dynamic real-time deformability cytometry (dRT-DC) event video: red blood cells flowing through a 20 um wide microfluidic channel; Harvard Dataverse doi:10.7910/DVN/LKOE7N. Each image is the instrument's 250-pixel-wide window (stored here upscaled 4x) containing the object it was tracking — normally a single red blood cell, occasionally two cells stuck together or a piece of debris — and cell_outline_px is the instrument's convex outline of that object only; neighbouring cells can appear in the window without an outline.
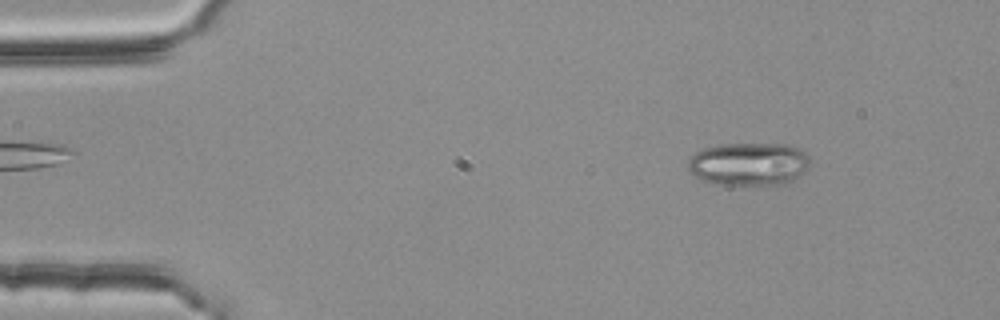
{"species": "common noctule bat (a hibernating species)", "species_latin": "Nyctalus noctula", "temperature_condition": "room temperature", "stored_images_in_passage": 54, "segment_of_instrument_passage": [1, 2], "camera_frame_rate_fps": 3000, "um_per_image_px": 0.085, "animal": {"sex": "female", "body_mass_g": 25.1}, "frame": {"image": 1, "passage_image": 7, "time_ms": 2.0, "image_size_px": [1000, 320], "cell_outline_px": [[808, 168], [804, 172], [788, 184], [720, 184], [704, 180], [688, 172], [684, 168], [688, 160], [696, 152], [704, 148], [720, 144], [788, 144], [800, 148], [808, 156]], "centroid_in_image_um": [63.63, 13.93], "position_along_channel_um": 21.4, "area_um2": 30.69}}